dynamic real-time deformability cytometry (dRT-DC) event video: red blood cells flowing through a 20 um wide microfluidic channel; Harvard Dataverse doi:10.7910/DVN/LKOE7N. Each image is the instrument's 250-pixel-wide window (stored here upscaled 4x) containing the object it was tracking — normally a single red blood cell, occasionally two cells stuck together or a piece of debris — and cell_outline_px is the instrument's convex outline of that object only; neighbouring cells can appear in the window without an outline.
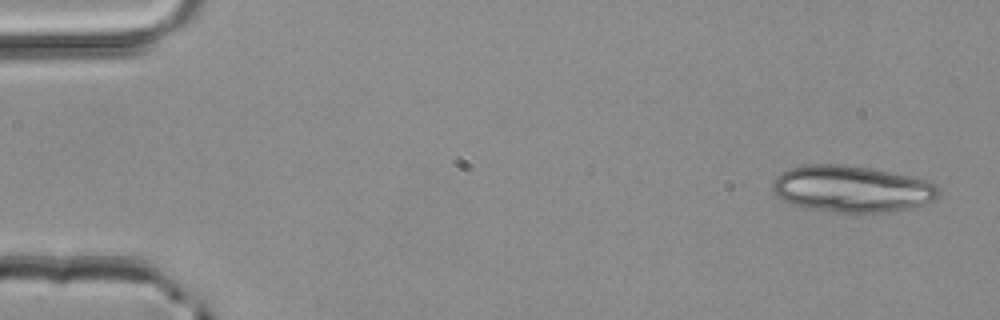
{"species": "common noctule bat (a hibernating species)", "species_latin": "Nyctalus noctula", "temperature_condition": "room temperature", "stored_images_in_passage": 4, "camera_frame_rate_fps": 3000, "um_per_image_px": 0.085, "animal": {"sex": "male", "body_mass_g": 20.4}, "frame": {"image": 1, "passage_image": 1, "time_ms": 0.0, "image_size_px": [1000, 320], "cell_outline_px": [[940, 196], [932, 200], [908, 208], [888, 212], [832, 212], [804, 208], [792, 204], [776, 196], [772, 192], [772, 184], [776, 176], [780, 172], [788, 168], [804, 164], [844, 164], [876, 168], [912, 176], [928, 180], [936, 184], [940, 188]], "centroid_in_image_um": [72.38, 16.03], "position_along_channel_um": 12.6, "area_um2": 45.78}}